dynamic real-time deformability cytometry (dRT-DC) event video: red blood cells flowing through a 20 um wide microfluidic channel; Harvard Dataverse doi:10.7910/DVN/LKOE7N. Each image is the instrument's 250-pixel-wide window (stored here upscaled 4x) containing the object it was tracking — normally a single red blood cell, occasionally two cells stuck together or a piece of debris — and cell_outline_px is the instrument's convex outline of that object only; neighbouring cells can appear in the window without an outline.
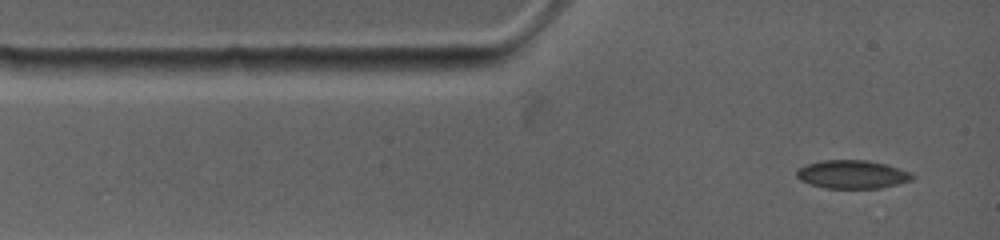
{"species": "common noctule bat (a hibernating species)", "species_latin": "Nyctalus noctula", "temperature_condition": "warm", "stored_images_in_passage": 6, "camera_frame_rate_fps": 4500, "um_per_image_px": 0.085, "animal": {"sex": "female", "body_mass_g": 19.0, "forearm_length_mm": 53.3}, "frame": {"image": 1, "passage_image": 1, "time_ms": 0.0, "image_size_px": [1000, 240], "cell_outline_px": [[916, 176], [912, 180], [880, 188], [824, 188], [800, 180], [796, 176], [796, 172], [800, 168], [808, 164], [820, 160], [868, 160], [900, 168], [912, 172]], "centroid_in_image_um": [72.47, 14.82], "position_along_channel_um": 12.5, "area_um2": 19.07}}
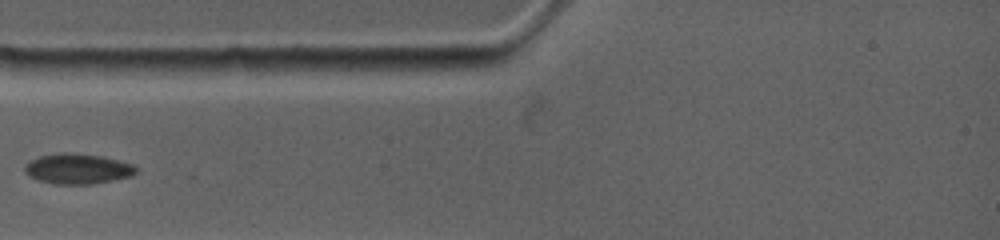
{"frame": {"image": 2, "passage_image": 4, "time_ms": 2.444, "image_size_px": [1000, 240], "cell_outline_px": [[140, 168], [132, 176], [112, 180], [88, 184], [56, 184], [40, 180], [28, 176], [24, 172], [24, 168], [32, 160], [40, 156], [60, 152], [72, 152], [104, 156], [132, 164]], "centroid_in_image_um": [6.63, 14.33], "position_along_channel_um": 78.4, "area_um2": 19.65}}
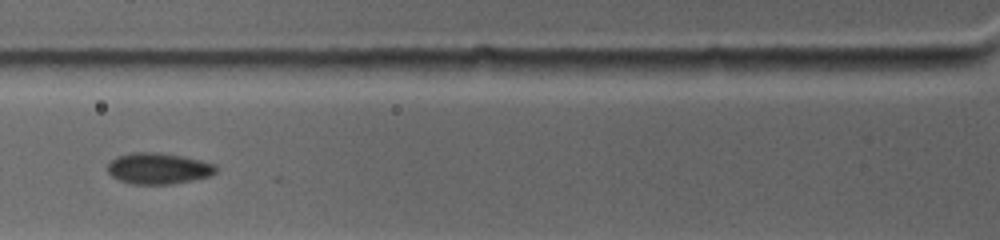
{"frame": {"image": 3, "passage_image": 5, "time_ms": 3.333, "image_size_px": [1000, 240], "cell_outline_px": [[216, 172], [212, 176], [172, 184], [132, 184], [120, 180], [112, 176], [108, 172], [108, 164], [116, 156], [132, 152], [160, 152], [184, 156], [200, 160], [212, 164], [216, 168]], "centroid_in_image_um": [13.46, 14.31], "position_along_channel_um": 112.3, "area_um2": 19.71}}